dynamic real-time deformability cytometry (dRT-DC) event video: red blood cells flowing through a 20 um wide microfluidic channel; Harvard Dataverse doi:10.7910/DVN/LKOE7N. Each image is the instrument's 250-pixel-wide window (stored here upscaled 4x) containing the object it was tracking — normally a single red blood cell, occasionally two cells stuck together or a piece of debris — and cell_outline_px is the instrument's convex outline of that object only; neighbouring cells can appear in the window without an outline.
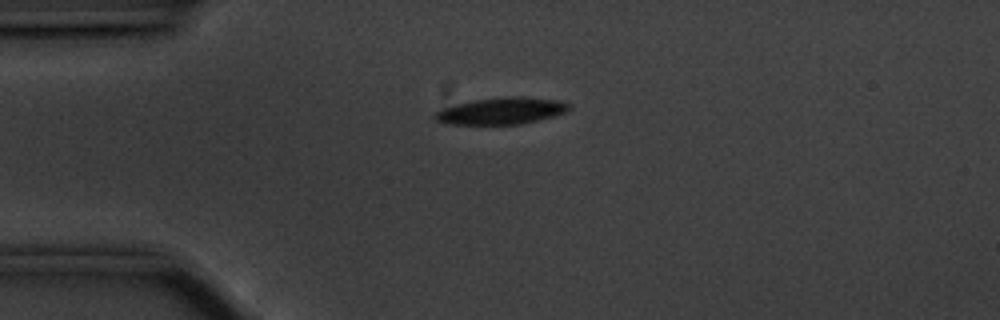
{"species": "common noctule bat (a hibernating species)", "species_latin": "Nyctalus noctula", "temperature_condition": "cold", "stored_images_in_passage": 44, "camera_frame_rate_fps": 3000, "um_per_image_px": 0.085, "animal": {"sex": "male", "body_mass_g": 20.1, "forearm_length_mm": 53.5}, "frame": {"image": 1, "passage_image": 1, "time_ms": 0.0, "image_size_px": [1000, 320], "cell_outline_px": [[568, 108], [564, 112], [556, 116], [520, 124], [448, 124], [436, 120], [432, 116], [436, 112], [444, 108], [456, 104], [476, 100], [508, 96], [520, 96], [560, 100], [568, 104]], "centroid_in_image_um": [42.62, 9.43], "position_along_channel_um": 42.4, "area_um2": 20.69}}
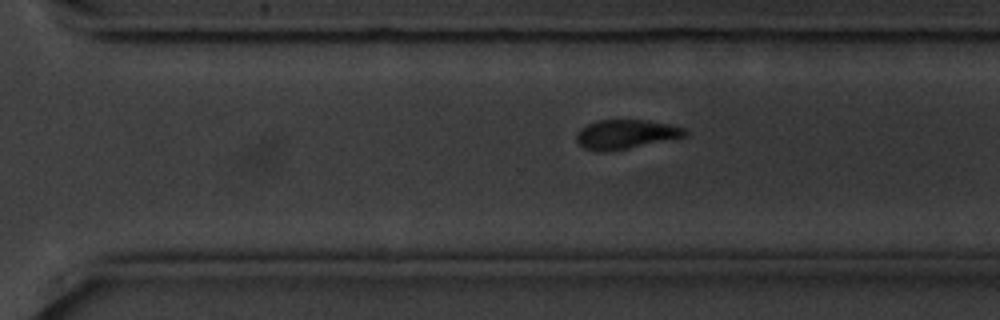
{"frame": {"image": 2, "passage_image": 26, "time_ms": 8.333, "image_size_px": [1000, 320], "cell_outline_px": [[688, 132], [684, 136], [628, 148], [604, 152], [600, 152], [584, 148], [576, 140], [576, 136], [580, 128], [588, 124], [600, 120], [648, 120], [668, 124], [684, 128]], "centroid_in_image_um": [53.15, 11.41], "position_along_channel_um": 317.5, "area_um2": 18.15}}
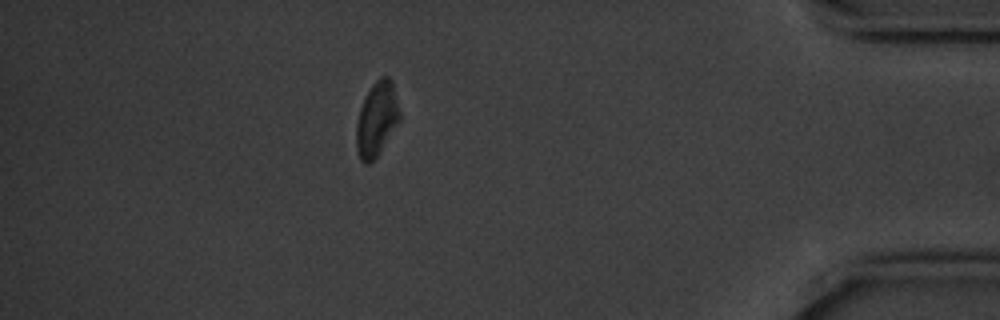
{"frame": {"image": 3, "passage_image": 37, "time_ms": 12.0, "image_size_px": [1000, 320], "cell_outline_px": [[400, 120], [376, 156], [368, 164], [364, 164], [360, 160], [356, 148], [356, 124], [360, 108], [364, 96], [372, 84], [380, 76], [388, 76], [392, 80], [400, 112]], "centroid_in_image_um": [32.0, 10.09], "position_along_channel_um": 403.2, "area_um2": 18.73}, "authors_computed_cell_mechanics": {"area_um2": 20.1433, "velocity_mm_per_s": 3.5459, "shape_relaxation_time_tau1_ms": 2.2062, "shape_relaxation_time_tau2_ms": null, "deformation_change_tau1": 0.0811, "deformation_change_tau2": null}}